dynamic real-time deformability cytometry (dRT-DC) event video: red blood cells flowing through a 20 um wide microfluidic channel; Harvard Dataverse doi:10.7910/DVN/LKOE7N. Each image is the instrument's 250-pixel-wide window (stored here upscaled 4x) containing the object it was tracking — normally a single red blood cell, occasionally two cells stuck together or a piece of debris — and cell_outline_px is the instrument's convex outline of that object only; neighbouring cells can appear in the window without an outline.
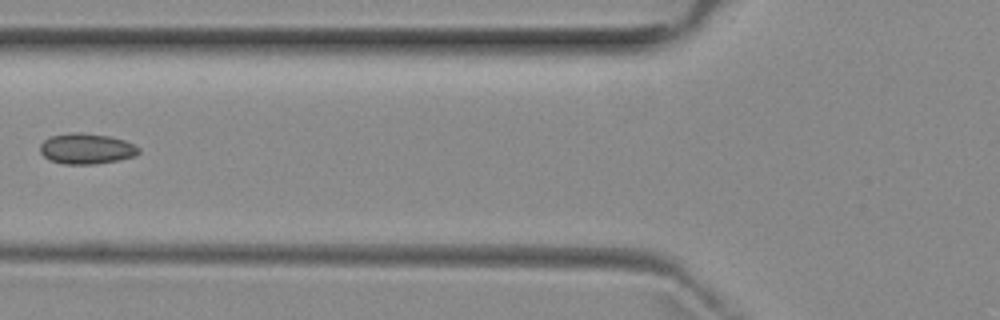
{"species": "common noctule bat (a hibernating species)", "species_latin": "Nyctalus noctula", "temperature_condition": "room temperature", "stored_images_in_passage": 7, "camera_frame_rate_fps": 3000, "um_per_image_px": 0.085, "animal": {"sex": "female", "body_mass_g": 29.2, "forearm_length_mm": 56.3}, "frame": {"image": 1, "passage_image": 6, "time_ms": 6.0, "image_size_px": [1000, 320], "cell_outline_px": [[140, 152], [136, 156], [116, 160], [92, 164], [64, 164], [48, 160], [40, 152], [40, 144], [44, 140], [52, 136], [72, 132], [76, 132], [108, 136], [124, 140], [140, 148]], "centroid_in_image_um": [7.33, 12.64], "position_along_channel_um": 118.5, "area_um2": 17.46}}
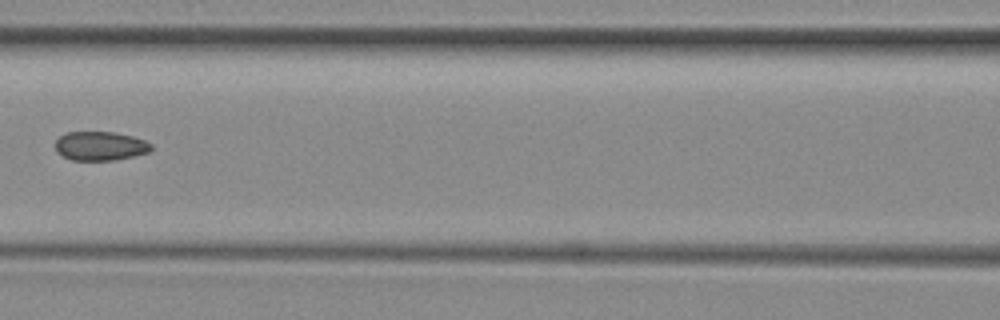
{"frame": {"image": 2, "passage_image": 7, "time_ms": 7.0, "image_size_px": [1000, 320], "cell_outline_px": [[152, 148], [148, 152], [116, 160], [72, 160], [56, 152], [56, 140], [60, 136], [68, 132], [116, 132], [132, 136], [144, 140], [152, 144]], "centroid_in_image_um": [8.52, 12.4], "position_along_channel_um": 158.1, "area_um2": 16.13}}